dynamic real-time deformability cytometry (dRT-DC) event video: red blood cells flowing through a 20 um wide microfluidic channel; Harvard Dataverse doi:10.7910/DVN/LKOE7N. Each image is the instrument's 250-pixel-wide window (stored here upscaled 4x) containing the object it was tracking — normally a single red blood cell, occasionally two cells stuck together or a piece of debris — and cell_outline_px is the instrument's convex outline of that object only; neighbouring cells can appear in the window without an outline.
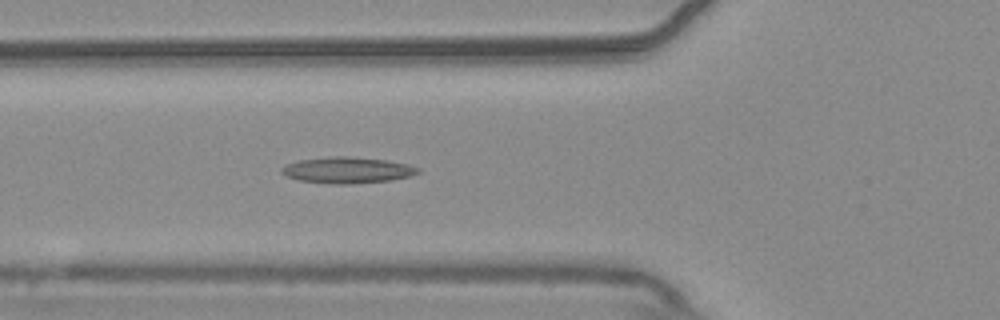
{"species": "common noctule bat (a hibernating species)", "species_latin": "Nyctalus noctula", "temperature_condition": "warm", "stored_images_in_passage": 55, "camera_frame_rate_fps": 3000, "um_per_image_px": 0.085, "animal": {"sex": "male", "body_mass_g": 20.4}, "frame": {"image": 1, "passage_image": 20, "time_ms": 6.333, "image_size_px": [1000, 320], "cell_outline_px": [[420, 172], [412, 176], [392, 180], [352, 184], [332, 184], [296, 180], [280, 172], [280, 168], [296, 160], [328, 156], [352, 156], [388, 160], [408, 164], [420, 168]], "centroid_in_image_um": [29.53, 14.45], "position_along_channel_um": 96.3, "area_um2": 21.21}}
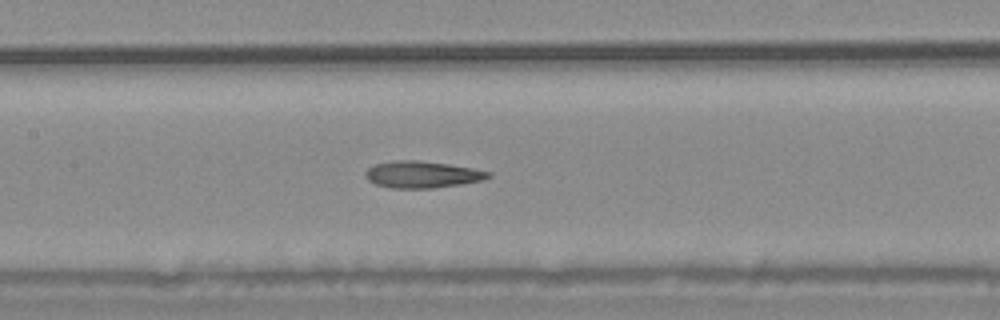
{"frame": {"image": 2, "passage_image": 26, "time_ms": 8.333, "image_size_px": [1000, 320], "cell_outline_px": [[492, 176], [484, 180], [460, 184], [432, 188], [388, 188], [376, 184], [368, 180], [364, 176], [364, 172], [368, 168], [376, 164], [392, 160], [420, 160], [448, 164], [472, 168], [492, 172]], "centroid_in_image_um": [35.87, 14.83], "position_along_channel_um": 171.5, "area_um2": 19.31}}
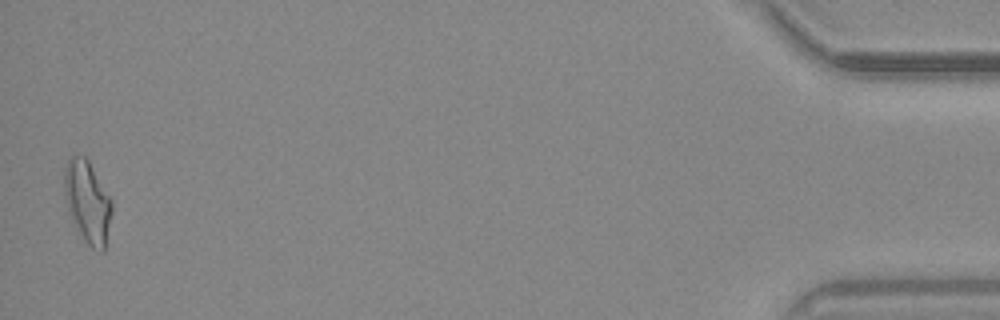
{"frame": {"image": 3, "passage_image": 54, "time_ms": 17.667, "image_size_px": [1000, 320], "cell_outline_px": [[112, 212], [104, 252], [100, 252], [92, 248], [84, 240], [72, 220], [68, 212], [64, 192], [64, 168], [68, 160], [72, 156], [84, 156], [88, 160], [112, 200]], "centroid_in_image_um": [7.44, 17.17], "position_along_channel_um": 427.8, "area_um2": 22.66}, "authors_computed_cell_mechanics": {"area_um2": 19.5364, "velocity_mm_per_s": 3.7469, "shape_relaxation_time_tau1_ms": null, "shape_relaxation_time_tau2_ms": 9.569, "deformation_change_tau1": null, "deformation_change_tau2": 0.2032}}